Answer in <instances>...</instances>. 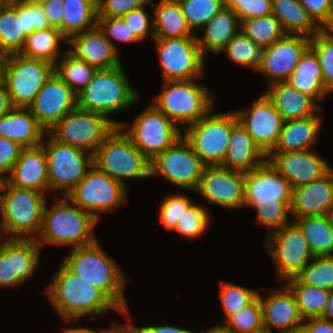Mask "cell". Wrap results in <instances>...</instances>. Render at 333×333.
I'll return each mask as SVG.
<instances>
[{
    "mask_svg": "<svg viewBox=\"0 0 333 333\" xmlns=\"http://www.w3.org/2000/svg\"><path fill=\"white\" fill-rule=\"evenodd\" d=\"M244 191V207L256 210V223L265 226L268 234L290 223L292 187L269 160L244 173Z\"/></svg>",
    "mask_w": 333,
    "mask_h": 333,
    "instance_id": "6da1fadb",
    "label": "cell"
},
{
    "mask_svg": "<svg viewBox=\"0 0 333 333\" xmlns=\"http://www.w3.org/2000/svg\"><path fill=\"white\" fill-rule=\"evenodd\" d=\"M45 293L52 306L68 324L89 314L93 319L110 310L124 316L100 289L71 272L62 262Z\"/></svg>",
    "mask_w": 333,
    "mask_h": 333,
    "instance_id": "7a4b0ae2",
    "label": "cell"
},
{
    "mask_svg": "<svg viewBox=\"0 0 333 333\" xmlns=\"http://www.w3.org/2000/svg\"><path fill=\"white\" fill-rule=\"evenodd\" d=\"M71 252L62 263L71 272L100 289L120 309L126 320H130L124 294L126 276L114 259L104 252L98 240L91 245L74 248Z\"/></svg>",
    "mask_w": 333,
    "mask_h": 333,
    "instance_id": "3957f363",
    "label": "cell"
},
{
    "mask_svg": "<svg viewBox=\"0 0 333 333\" xmlns=\"http://www.w3.org/2000/svg\"><path fill=\"white\" fill-rule=\"evenodd\" d=\"M62 198L57 197L51 207L45 203L41 232L36 238L39 246L48 243L74 249L93 244L98 240L93 232L98 220L68 197Z\"/></svg>",
    "mask_w": 333,
    "mask_h": 333,
    "instance_id": "277c9868",
    "label": "cell"
},
{
    "mask_svg": "<svg viewBox=\"0 0 333 333\" xmlns=\"http://www.w3.org/2000/svg\"><path fill=\"white\" fill-rule=\"evenodd\" d=\"M77 108L97 112L109 118L110 114L128 109L140 98L125 73L123 65L99 69L92 81L77 95Z\"/></svg>",
    "mask_w": 333,
    "mask_h": 333,
    "instance_id": "5b68a950",
    "label": "cell"
},
{
    "mask_svg": "<svg viewBox=\"0 0 333 333\" xmlns=\"http://www.w3.org/2000/svg\"><path fill=\"white\" fill-rule=\"evenodd\" d=\"M45 203V193L17 188L8 183L0 202L1 235L8 233L10 236L7 238H37L43 224Z\"/></svg>",
    "mask_w": 333,
    "mask_h": 333,
    "instance_id": "8992f818",
    "label": "cell"
},
{
    "mask_svg": "<svg viewBox=\"0 0 333 333\" xmlns=\"http://www.w3.org/2000/svg\"><path fill=\"white\" fill-rule=\"evenodd\" d=\"M196 80L163 81L162 91L153 97V104L176 125H192L215 105L211 91Z\"/></svg>",
    "mask_w": 333,
    "mask_h": 333,
    "instance_id": "52a82bcc",
    "label": "cell"
},
{
    "mask_svg": "<svg viewBox=\"0 0 333 333\" xmlns=\"http://www.w3.org/2000/svg\"><path fill=\"white\" fill-rule=\"evenodd\" d=\"M150 160L117 126L93 155V164L126 186L124 179L150 178Z\"/></svg>",
    "mask_w": 333,
    "mask_h": 333,
    "instance_id": "ba28073f",
    "label": "cell"
},
{
    "mask_svg": "<svg viewBox=\"0 0 333 333\" xmlns=\"http://www.w3.org/2000/svg\"><path fill=\"white\" fill-rule=\"evenodd\" d=\"M206 116L185 128L183 137L205 166H221L227 151L231 129L239 122L234 110Z\"/></svg>",
    "mask_w": 333,
    "mask_h": 333,
    "instance_id": "9c48e42d",
    "label": "cell"
},
{
    "mask_svg": "<svg viewBox=\"0 0 333 333\" xmlns=\"http://www.w3.org/2000/svg\"><path fill=\"white\" fill-rule=\"evenodd\" d=\"M121 122L107 116L75 108L48 132L61 143L94 155L103 141Z\"/></svg>",
    "mask_w": 333,
    "mask_h": 333,
    "instance_id": "30bf717a",
    "label": "cell"
},
{
    "mask_svg": "<svg viewBox=\"0 0 333 333\" xmlns=\"http://www.w3.org/2000/svg\"><path fill=\"white\" fill-rule=\"evenodd\" d=\"M54 73V64L22 56L5 55L3 77L13 107L28 108Z\"/></svg>",
    "mask_w": 333,
    "mask_h": 333,
    "instance_id": "8fae6325",
    "label": "cell"
},
{
    "mask_svg": "<svg viewBox=\"0 0 333 333\" xmlns=\"http://www.w3.org/2000/svg\"><path fill=\"white\" fill-rule=\"evenodd\" d=\"M41 144L46 151L49 191L61 190L62 196H66L93 166V155L61 143L49 132Z\"/></svg>",
    "mask_w": 333,
    "mask_h": 333,
    "instance_id": "7c38bea8",
    "label": "cell"
},
{
    "mask_svg": "<svg viewBox=\"0 0 333 333\" xmlns=\"http://www.w3.org/2000/svg\"><path fill=\"white\" fill-rule=\"evenodd\" d=\"M147 106L130 125L121 122L119 127L131 139L132 143L152 161L183 135L179 126L153 103Z\"/></svg>",
    "mask_w": 333,
    "mask_h": 333,
    "instance_id": "4fadbf2b",
    "label": "cell"
},
{
    "mask_svg": "<svg viewBox=\"0 0 333 333\" xmlns=\"http://www.w3.org/2000/svg\"><path fill=\"white\" fill-rule=\"evenodd\" d=\"M126 196L127 186L100 171L94 164L77 186L66 195L98 221L100 214L112 212L125 204Z\"/></svg>",
    "mask_w": 333,
    "mask_h": 333,
    "instance_id": "5bb4252c",
    "label": "cell"
},
{
    "mask_svg": "<svg viewBox=\"0 0 333 333\" xmlns=\"http://www.w3.org/2000/svg\"><path fill=\"white\" fill-rule=\"evenodd\" d=\"M266 239L264 246L280 282L295 277L314 258L304 232L295 221L267 234Z\"/></svg>",
    "mask_w": 333,
    "mask_h": 333,
    "instance_id": "9a60e30c",
    "label": "cell"
},
{
    "mask_svg": "<svg viewBox=\"0 0 333 333\" xmlns=\"http://www.w3.org/2000/svg\"><path fill=\"white\" fill-rule=\"evenodd\" d=\"M163 81L199 79L205 58L197 37L154 38Z\"/></svg>",
    "mask_w": 333,
    "mask_h": 333,
    "instance_id": "2e32d148",
    "label": "cell"
},
{
    "mask_svg": "<svg viewBox=\"0 0 333 333\" xmlns=\"http://www.w3.org/2000/svg\"><path fill=\"white\" fill-rule=\"evenodd\" d=\"M204 168L199 156L182 136L150 162V176H162L171 184L194 192Z\"/></svg>",
    "mask_w": 333,
    "mask_h": 333,
    "instance_id": "e0dca14e",
    "label": "cell"
},
{
    "mask_svg": "<svg viewBox=\"0 0 333 333\" xmlns=\"http://www.w3.org/2000/svg\"><path fill=\"white\" fill-rule=\"evenodd\" d=\"M0 240V287H17L34 275L42 248L36 238Z\"/></svg>",
    "mask_w": 333,
    "mask_h": 333,
    "instance_id": "ac0fdd59",
    "label": "cell"
},
{
    "mask_svg": "<svg viewBox=\"0 0 333 333\" xmlns=\"http://www.w3.org/2000/svg\"><path fill=\"white\" fill-rule=\"evenodd\" d=\"M250 107L234 112L258 148L268 156L279 140L285 120L264 93Z\"/></svg>",
    "mask_w": 333,
    "mask_h": 333,
    "instance_id": "d6986e66",
    "label": "cell"
},
{
    "mask_svg": "<svg viewBox=\"0 0 333 333\" xmlns=\"http://www.w3.org/2000/svg\"><path fill=\"white\" fill-rule=\"evenodd\" d=\"M195 193L222 208H244V173L222 166H205Z\"/></svg>",
    "mask_w": 333,
    "mask_h": 333,
    "instance_id": "ffe728a7",
    "label": "cell"
},
{
    "mask_svg": "<svg viewBox=\"0 0 333 333\" xmlns=\"http://www.w3.org/2000/svg\"><path fill=\"white\" fill-rule=\"evenodd\" d=\"M76 107V94L54 72L28 108L48 132Z\"/></svg>",
    "mask_w": 333,
    "mask_h": 333,
    "instance_id": "44dd1931",
    "label": "cell"
},
{
    "mask_svg": "<svg viewBox=\"0 0 333 333\" xmlns=\"http://www.w3.org/2000/svg\"><path fill=\"white\" fill-rule=\"evenodd\" d=\"M311 38L304 35L285 34L271 46L265 47L262 73L269 86L278 82H287L295 71L301 56L310 47Z\"/></svg>",
    "mask_w": 333,
    "mask_h": 333,
    "instance_id": "7402d4cb",
    "label": "cell"
},
{
    "mask_svg": "<svg viewBox=\"0 0 333 333\" xmlns=\"http://www.w3.org/2000/svg\"><path fill=\"white\" fill-rule=\"evenodd\" d=\"M267 160L288 180L292 188L320 179L332 169L314 149L271 152Z\"/></svg>",
    "mask_w": 333,
    "mask_h": 333,
    "instance_id": "603a6c76",
    "label": "cell"
},
{
    "mask_svg": "<svg viewBox=\"0 0 333 333\" xmlns=\"http://www.w3.org/2000/svg\"><path fill=\"white\" fill-rule=\"evenodd\" d=\"M273 292L267 293L264 299L258 293L262 305L263 326L273 332V328L278 329L277 333H290L299 329L304 323L300 315L296 298L291 289L285 284Z\"/></svg>",
    "mask_w": 333,
    "mask_h": 333,
    "instance_id": "cb8c5ba5",
    "label": "cell"
},
{
    "mask_svg": "<svg viewBox=\"0 0 333 333\" xmlns=\"http://www.w3.org/2000/svg\"><path fill=\"white\" fill-rule=\"evenodd\" d=\"M68 49L77 58L99 69H110L122 65L119 50L106 37L97 24L95 27L73 35L68 41Z\"/></svg>",
    "mask_w": 333,
    "mask_h": 333,
    "instance_id": "d4e9b609",
    "label": "cell"
},
{
    "mask_svg": "<svg viewBox=\"0 0 333 333\" xmlns=\"http://www.w3.org/2000/svg\"><path fill=\"white\" fill-rule=\"evenodd\" d=\"M333 208V168L320 179L292 188L290 215H328Z\"/></svg>",
    "mask_w": 333,
    "mask_h": 333,
    "instance_id": "484cf974",
    "label": "cell"
},
{
    "mask_svg": "<svg viewBox=\"0 0 333 333\" xmlns=\"http://www.w3.org/2000/svg\"><path fill=\"white\" fill-rule=\"evenodd\" d=\"M9 184L17 188L49 191L46 151L42 144L23 148L8 176Z\"/></svg>",
    "mask_w": 333,
    "mask_h": 333,
    "instance_id": "4316f807",
    "label": "cell"
},
{
    "mask_svg": "<svg viewBox=\"0 0 333 333\" xmlns=\"http://www.w3.org/2000/svg\"><path fill=\"white\" fill-rule=\"evenodd\" d=\"M267 98L284 120L305 119L323 108L312 97L292 87L288 82H278L264 91Z\"/></svg>",
    "mask_w": 333,
    "mask_h": 333,
    "instance_id": "83f0119b",
    "label": "cell"
},
{
    "mask_svg": "<svg viewBox=\"0 0 333 333\" xmlns=\"http://www.w3.org/2000/svg\"><path fill=\"white\" fill-rule=\"evenodd\" d=\"M46 133L29 108L14 107L0 117V137L17 142L24 148L40 145Z\"/></svg>",
    "mask_w": 333,
    "mask_h": 333,
    "instance_id": "f1b7e54d",
    "label": "cell"
},
{
    "mask_svg": "<svg viewBox=\"0 0 333 333\" xmlns=\"http://www.w3.org/2000/svg\"><path fill=\"white\" fill-rule=\"evenodd\" d=\"M265 160H267V156L258 148L243 125L238 122L231 129L228 151L221 166L246 173L257 168Z\"/></svg>",
    "mask_w": 333,
    "mask_h": 333,
    "instance_id": "f546056e",
    "label": "cell"
},
{
    "mask_svg": "<svg viewBox=\"0 0 333 333\" xmlns=\"http://www.w3.org/2000/svg\"><path fill=\"white\" fill-rule=\"evenodd\" d=\"M241 22L238 16L227 6H224L201 29L203 36L196 35L201 54L206 52L220 53L233 37L240 31ZM238 29V30H237Z\"/></svg>",
    "mask_w": 333,
    "mask_h": 333,
    "instance_id": "4dcf8cb0",
    "label": "cell"
},
{
    "mask_svg": "<svg viewBox=\"0 0 333 333\" xmlns=\"http://www.w3.org/2000/svg\"><path fill=\"white\" fill-rule=\"evenodd\" d=\"M323 117L322 114L316 113L305 119L285 120L279 140L272 152L311 150L312 145L318 142Z\"/></svg>",
    "mask_w": 333,
    "mask_h": 333,
    "instance_id": "1f68e13d",
    "label": "cell"
},
{
    "mask_svg": "<svg viewBox=\"0 0 333 333\" xmlns=\"http://www.w3.org/2000/svg\"><path fill=\"white\" fill-rule=\"evenodd\" d=\"M154 16V38L196 37L188 27L178 0L151 2Z\"/></svg>",
    "mask_w": 333,
    "mask_h": 333,
    "instance_id": "d6a6232c",
    "label": "cell"
},
{
    "mask_svg": "<svg viewBox=\"0 0 333 333\" xmlns=\"http://www.w3.org/2000/svg\"><path fill=\"white\" fill-rule=\"evenodd\" d=\"M287 82L316 102L330 95L323 87V74L318 56L310 47L301 56Z\"/></svg>",
    "mask_w": 333,
    "mask_h": 333,
    "instance_id": "836d02e7",
    "label": "cell"
},
{
    "mask_svg": "<svg viewBox=\"0 0 333 333\" xmlns=\"http://www.w3.org/2000/svg\"><path fill=\"white\" fill-rule=\"evenodd\" d=\"M272 14L285 34L312 38L321 30L299 0H272Z\"/></svg>",
    "mask_w": 333,
    "mask_h": 333,
    "instance_id": "e575fe53",
    "label": "cell"
},
{
    "mask_svg": "<svg viewBox=\"0 0 333 333\" xmlns=\"http://www.w3.org/2000/svg\"><path fill=\"white\" fill-rule=\"evenodd\" d=\"M62 35L69 40L98 23L97 0H63Z\"/></svg>",
    "mask_w": 333,
    "mask_h": 333,
    "instance_id": "d590c367",
    "label": "cell"
},
{
    "mask_svg": "<svg viewBox=\"0 0 333 333\" xmlns=\"http://www.w3.org/2000/svg\"><path fill=\"white\" fill-rule=\"evenodd\" d=\"M300 226L314 257L333 255V226L328 215L294 219Z\"/></svg>",
    "mask_w": 333,
    "mask_h": 333,
    "instance_id": "8d00e7d4",
    "label": "cell"
},
{
    "mask_svg": "<svg viewBox=\"0 0 333 333\" xmlns=\"http://www.w3.org/2000/svg\"><path fill=\"white\" fill-rule=\"evenodd\" d=\"M27 36L22 30L21 2L0 8V51L4 55L20 53Z\"/></svg>",
    "mask_w": 333,
    "mask_h": 333,
    "instance_id": "74e56055",
    "label": "cell"
},
{
    "mask_svg": "<svg viewBox=\"0 0 333 333\" xmlns=\"http://www.w3.org/2000/svg\"><path fill=\"white\" fill-rule=\"evenodd\" d=\"M67 44V39L61 34L59 29L48 28L36 30L27 36L24 48L20 54L27 58L40 59L52 64L60 59V43Z\"/></svg>",
    "mask_w": 333,
    "mask_h": 333,
    "instance_id": "f35d334b",
    "label": "cell"
},
{
    "mask_svg": "<svg viewBox=\"0 0 333 333\" xmlns=\"http://www.w3.org/2000/svg\"><path fill=\"white\" fill-rule=\"evenodd\" d=\"M96 71L95 67L77 58L68 49L63 52L62 60L54 65V72L76 95L92 81Z\"/></svg>",
    "mask_w": 333,
    "mask_h": 333,
    "instance_id": "ab89813d",
    "label": "cell"
},
{
    "mask_svg": "<svg viewBox=\"0 0 333 333\" xmlns=\"http://www.w3.org/2000/svg\"><path fill=\"white\" fill-rule=\"evenodd\" d=\"M293 292L300 315L303 319L319 317L329 298L330 290L302 284L296 277L285 280Z\"/></svg>",
    "mask_w": 333,
    "mask_h": 333,
    "instance_id": "60d3db41",
    "label": "cell"
},
{
    "mask_svg": "<svg viewBox=\"0 0 333 333\" xmlns=\"http://www.w3.org/2000/svg\"><path fill=\"white\" fill-rule=\"evenodd\" d=\"M221 52L231 61L258 72L263 64L265 47L256 44L240 30Z\"/></svg>",
    "mask_w": 333,
    "mask_h": 333,
    "instance_id": "b9f144b4",
    "label": "cell"
},
{
    "mask_svg": "<svg viewBox=\"0 0 333 333\" xmlns=\"http://www.w3.org/2000/svg\"><path fill=\"white\" fill-rule=\"evenodd\" d=\"M240 30L263 47L271 46L285 35L279 20L273 14L241 21Z\"/></svg>",
    "mask_w": 333,
    "mask_h": 333,
    "instance_id": "7bdbcfd3",
    "label": "cell"
},
{
    "mask_svg": "<svg viewBox=\"0 0 333 333\" xmlns=\"http://www.w3.org/2000/svg\"><path fill=\"white\" fill-rule=\"evenodd\" d=\"M310 48L318 56L323 74V87L329 94L333 91V28L321 29L311 38Z\"/></svg>",
    "mask_w": 333,
    "mask_h": 333,
    "instance_id": "ee69618b",
    "label": "cell"
},
{
    "mask_svg": "<svg viewBox=\"0 0 333 333\" xmlns=\"http://www.w3.org/2000/svg\"><path fill=\"white\" fill-rule=\"evenodd\" d=\"M188 27L195 34L224 6L225 0H178Z\"/></svg>",
    "mask_w": 333,
    "mask_h": 333,
    "instance_id": "f6af8a7d",
    "label": "cell"
},
{
    "mask_svg": "<svg viewBox=\"0 0 333 333\" xmlns=\"http://www.w3.org/2000/svg\"><path fill=\"white\" fill-rule=\"evenodd\" d=\"M302 284L333 289V255L314 257L296 276Z\"/></svg>",
    "mask_w": 333,
    "mask_h": 333,
    "instance_id": "bcb514c9",
    "label": "cell"
},
{
    "mask_svg": "<svg viewBox=\"0 0 333 333\" xmlns=\"http://www.w3.org/2000/svg\"><path fill=\"white\" fill-rule=\"evenodd\" d=\"M232 333H252L262 329L263 314L260 297L225 319L224 324Z\"/></svg>",
    "mask_w": 333,
    "mask_h": 333,
    "instance_id": "7dc6e473",
    "label": "cell"
},
{
    "mask_svg": "<svg viewBox=\"0 0 333 333\" xmlns=\"http://www.w3.org/2000/svg\"><path fill=\"white\" fill-rule=\"evenodd\" d=\"M209 211L204 205L192 204L179 219L175 232L187 239H196L202 236L210 227Z\"/></svg>",
    "mask_w": 333,
    "mask_h": 333,
    "instance_id": "c3c4849f",
    "label": "cell"
},
{
    "mask_svg": "<svg viewBox=\"0 0 333 333\" xmlns=\"http://www.w3.org/2000/svg\"><path fill=\"white\" fill-rule=\"evenodd\" d=\"M219 298L222 304L226 319L246 307L257 296L258 291L253 289L242 287L236 284L220 282Z\"/></svg>",
    "mask_w": 333,
    "mask_h": 333,
    "instance_id": "681fc988",
    "label": "cell"
},
{
    "mask_svg": "<svg viewBox=\"0 0 333 333\" xmlns=\"http://www.w3.org/2000/svg\"><path fill=\"white\" fill-rule=\"evenodd\" d=\"M192 201L181 193L166 196L160 204L158 211L160 221L157 223H161L169 231L173 230L185 211L193 204Z\"/></svg>",
    "mask_w": 333,
    "mask_h": 333,
    "instance_id": "f907efd6",
    "label": "cell"
},
{
    "mask_svg": "<svg viewBox=\"0 0 333 333\" xmlns=\"http://www.w3.org/2000/svg\"><path fill=\"white\" fill-rule=\"evenodd\" d=\"M21 24L26 36L36 30L51 28L41 3L33 0L21 2Z\"/></svg>",
    "mask_w": 333,
    "mask_h": 333,
    "instance_id": "816d5d0a",
    "label": "cell"
},
{
    "mask_svg": "<svg viewBox=\"0 0 333 333\" xmlns=\"http://www.w3.org/2000/svg\"><path fill=\"white\" fill-rule=\"evenodd\" d=\"M97 24L117 50L114 40L125 43L141 42L122 17H98Z\"/></svg>",
    "mask_w": 333,
    "mask_h": 333,
    "instance_id": "f5cc1de1",
    "label": "cell"
},
{
    "mask_svg": "<svg viewBox=\"0 0 333 333\" xmlns=\"http://www.w3.org/2000/svg\"><path fill=\"white\" fill-rule=\"evenodd\" d=\"M240 22L272 14V0H225Z\"/></svg>",
    "mask_w": 333,
    "mask_h": 333,
    "instance_id": "db71d44e",
    "label": "cell"
},
{
    "mask_svg": "<svg viewBox=\"0 0 333 333\" xmlns=\"http://www.w3.org/2000/svg\"><path fill=\"white\" fill-rule=\"evenodd\" d=\"M147 12L144 5L122 16L129 28L141 41H144L147 37L154 39V20L150 19V14H147Z\"/></svg>",
    "mask_w": 333,
    "mask_h": 333,
    "instance_id": "11a10c76",
    "label": "cell"
},
{
    "mask_svg": "<svg viewBox=\"0 0 333 333\" xmlns=\"http://www.w3.org/2000/svg\"><path fill=\"white\" fill-rule=\"evenodd\" d=\"M309 16L321 28H333V0H299Z\"/></svg>",
    "mask_w": 333,
    "mask_h": 333,
    "instance_id": "9f6ffc18",
    "label": "cell"
},
{
    "mask_svg": "<svg viewBox=\"0 0 333 333\" xmlns=\"http://www.w3.org/2000/svg\"><path fill=\"white\" fill-rule=\"evenodd\" d=\"M151 0H97L98 17H122Z\"/></svg>",
    "mask_w": 333,
    "mask_h": 333,
    "instance_id": "6f0895ef",
    "label": "cell"
},
{
    "mask_svg": "<svg viewBox=\"0 0 333 333\" xmlns=\"http://www.w3.org/2000/svg\"><path fill=\"white\" fill-rule=\"evenodd\" d=\"M23 148L17 142L0 137V172L10 175L13 166L20 158Z\"/></svg>",
    "mask_w": 333,
    "mask_h": 333,
    "instance_id": "680465c9",
    "label": "cell"
},
{
    "mask_svg": "<svg viewBox=\"0 0 333 333\" xmlns=\"http://www.w3.org/2000/svg\"><path fill=\"white\" fill-rule=\"evenodd\" d=\"M40 3L43 7L50 27L59 29L62 34V23L64 14L63 0H46Z\"/></svg>",
    "mask_w": 333,
    "mask_h": 333,
    "instance_id": "91938a15",
    "label": "cell"
},
{
    "mask_svg": "<svg viewBox=\"0 0 333 333\" xmlns=\"http://www.w3.org/2000/svg\"><path fill=\"white\" fill-rule=\"evenodd\" d=\"M302 327L307 333H333V322L321 317L304 319Z\"/></svg>",
    "mask_w": 333,
    "mask_h": 333,
    "instance_id": "94428289",
    "label": "cell"
},
{
    "mask_svg": "<svg viewBox=\"0 0 333 333\" xmlns=\"http://www.w3.org/2000/svg\"><path fill=\"white\" fill-rule=\"evenodd\" d=\"M137 333H195L193 330H187L184 328H179L171 325H161V326H142L135 327L132 323H129Z\"/></svg>",
    "mask_w": 333,
    "mask_h": 333,
    "instance_id": "6125c7cd",
    "label": "cell"
},
{
    "mask_svg": "<svg viewBox=\"0 0 333 333\" xmlns=\"http://www.w3.org/2000/svg\"><path fill=\"white\" fill-rule=\"evenodd\" d=\"M10 95L4 81H0V117H3L13 109Z\"/></svg>",
    "mask_w": 333,
    "mask_h": 333,
    "instance_id": "be15d7a7",
    "label": "cell"
},
{
    "mask_svg": "<svg viewBox=\"0 0 333 333\" xmlns=\"http://www.w3.org/2000/svg\"><path fill=\"white\" fill-rule=\"evenodd\" d=\"M103 333H137L133 327L127 323L125 326L110 324L104 329Z\"/></svg>",
    "mask_w": 333,
    "mask_h": 333,
    "instance_id": "e7e4bbea",
    "label": "cell"
},
{
    "mask_svg": "<svg viewBox=\"0 0 333 333\" xmlns=\"http://www.w3.org/2000/svg\"><path fill=\"white\" fill-rule=\"evenodd\" d=\"M319 317L333 322V289L330 290L326 306L324 307V310Z\"/></svg>",
    "mask_w": 333,
    "mask_h": 333,
    "instance_id": "03108f58",
    "label": "cell"
},
{
    "mask_svg": "<svg viewBox=\"0 0 333 333\" xmlns=\"http://www.w3.org/2000/svg\"><path fill=\"white\" fill-rule=\"evenodd\" d=\"M104 329L102 328L100 331H94L89 328L77 327V328H66L63 333H103Z\"/></svg>",
    "mask_w": 333,
    "mask_h": 333,
    "instance_id": "003e7915",
    "label": "cell"
},
{
    "mask_svg": "<svg viewBox=\"0 0 333 333\" xmlns=\"http://www.w3.org/2000/svg\"><path fill=\"white\" fill-rule=\"evenodd\" d=\"M8 183V175L0 172V202L2 201V198L5 194Z\"/></svg>",
    "mask_w": 333,
    "mask_h": 333,
    "instance_id": "a7ac6f4b",
    "label": "cell"
},
{
    "mask_svg": "<svg viewBox=\"0 0 333 333\" xmlns=\"http://www.w3.org/2000/svg\"><path fill=\"white\" fill-rule=\"evenodd\" d=\"M200 333H232L224 324H217L206 331Z\"/></svg>",
    "mask_w": 333,
    "mask_h": 333,
    "instance_id": "89a4df30",
    "label": "cell"
},
{
    "mask_svg": "<svg viewBox=\"0 0 333 333\" xmlns=\"http://www.w3.org/2000/svg\"><path fill=\"white\" fill-rule=\"evenodd\" d=\"M23 1L24 0H0L3 5H13Z\"/></svg>",
    "mask_w": 333,
    "mask_h": 333,
    "instance_id": "2644e50d",
    "label": "cell"
},
{
    "mask_svg": "<svg viewBox=\"0 0 333 333\" xmlns=\"http://www.w3.org/2000/svg\"><path fill=\"white\" fill-rule=\"evenodd\" d=\"M252 333H273L271 332L270 330H268L267 328L263 327L262 329L260 330H257V331H254Z\"/></svg>",
    "mask_w": 333,
    "mask_h": 333,
    "instance_id": "8c879c8a",
    "label": "cell"
},
{
    "mask_svg": "<svg viewBox=\"0 0 333 333\" xmlns=\"http://www.w3.org/2000/svg\"><path fill=\"white\" fill-rule=\"evenodd\" d=\"M3 66H4V61H0V81H2L3 77Z\"/></svg>",
    "mask_w": 333,
    "mask_h": 333,
    "instance_id": "753ad0ef",
    "label": "cell"
},
{
    "mask_svg": "<svg viewBox=\"0 0 333 333\" xmlns=\"http://www.w3.org/2000/svg\"><path fill=\"white\" fill-rule=\"evenodd\" d=\"M290 333H307L303 327L293 330Z\"/></svg>",
    "mask_w": 333,
    "mask_h": 333,
    "instance_id": "34e18365",
    "label": "cell"
},
{
    "mask_svg": "<svg viewBox=\"0 0 333 333\" xmlns=\"http://www.w3.org/2000/svg\"><path fill=\"white\" fill-rule=\"evenodd\" d=\"M328 216L330 218L331 224L333 226V208L330 210V212L328 213Z\"/></svg>",
    "mask_w": 333,
    "mask_h": 333,
    "instance_id": "11e5206c",
    "label": "cell"
},
{
    "mask_svg": "<svg viewBox=\"0 0 333 333\" xmlns=\"http://www.w3.org/2000/svg\"><path fill=\"white\" fill-rule=\"evenodd\" d=\"M5 55L0 51V61H4Z\"/></svg>",
    "mask_w": 333,
    "mask_h": 333,
    "instance_id": "2a66077c",
    "label": "cell"
},
{
    "mask_svg": "<svg viewBox=\"0 0 333 333\" xmlns=\"http://www.w3.org/2000/svg\"><path fill=\"white\" fill-rule=\"evenodd\" d=\"M33 1L42 2V1H46V0H33Z\"/></svg>",
    "mask_w": 333,
    "mask_h": 333,
    "instance_id": "b9fcfbb0",
    "label": "cell"
}]
</instances>
